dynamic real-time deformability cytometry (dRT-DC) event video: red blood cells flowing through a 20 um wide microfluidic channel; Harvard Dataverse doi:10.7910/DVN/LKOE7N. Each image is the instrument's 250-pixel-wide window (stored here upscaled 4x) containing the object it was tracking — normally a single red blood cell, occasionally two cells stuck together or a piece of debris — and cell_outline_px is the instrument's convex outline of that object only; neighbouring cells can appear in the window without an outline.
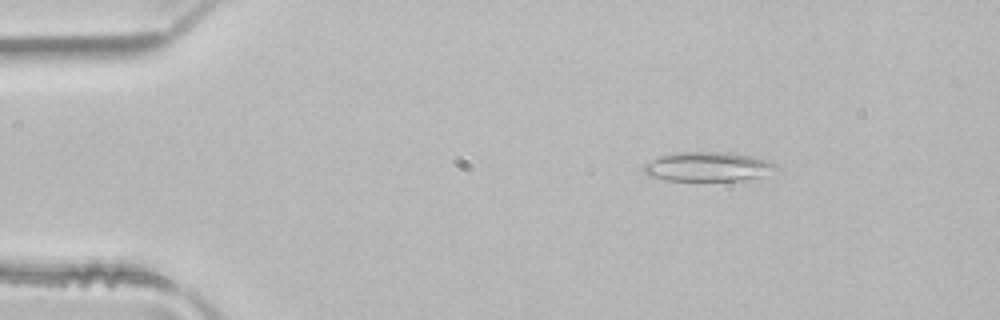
{"species": "common noctule bat (a hibernating species)", "species_latin": "Nyctalus noctula", "temperature_condition": "room temperature", "stored_images_in_passage": 4, "camera_frame_rate_fps": 3000, "um_per_image_px": 0.085, "animal": {"sex": "male", "body_mass_g": 21.5, "forearm_length_mm": 52.0}, "frame": {"image": 1, "passage_image": 2, "time_ms": 0.333, "image_size_px": [1000, 320], "cell_outline_px": [[780, 168], [760, 176], [744, 180], [664, 180], [648, 176], [644, 172], [644, 164], [660, 156], [680, 152], [728, 152], [748, 156], [764, 160], [776, 164]], "centroid_in_image_um": [60.13, 14.17], "position_along_channel_um": 24.9, "area_um2": 22.25}}